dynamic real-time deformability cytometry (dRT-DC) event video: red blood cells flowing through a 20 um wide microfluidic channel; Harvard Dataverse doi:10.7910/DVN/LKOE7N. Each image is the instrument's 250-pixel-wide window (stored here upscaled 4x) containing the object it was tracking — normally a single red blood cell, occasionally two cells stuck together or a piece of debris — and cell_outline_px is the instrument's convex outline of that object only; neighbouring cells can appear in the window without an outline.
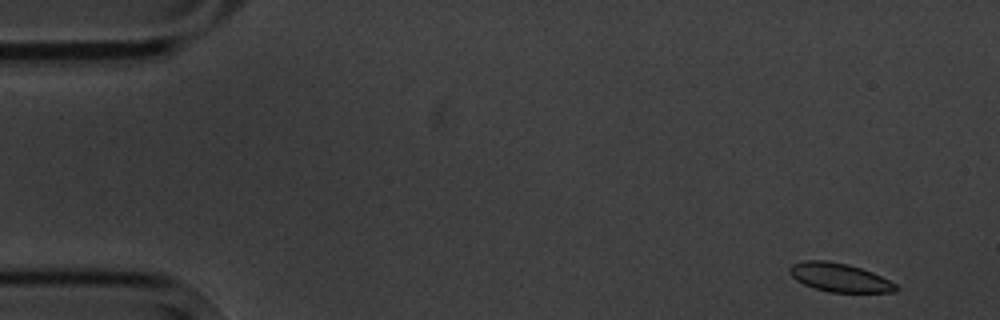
{"species": "common noctule bat (a hibernating species)", "species_latin": "Nyctalus noctula", "temperature_condition": "cold", "stored_images_in_passage": 6, "camera_frame_rate_fps": 3000, "um_per_image_px": 0.085, "animal": {"sex": "male", "body_mass_g": 20.1, "forearm_length_mm": 53.5}, "frame": {"image": 1, "passage_image": 1, "time_ms": 0.0, "image_size_px": [1000, 320], "cell_outline_px": [[900, 288], [896, 292], [828, 292], [804, 284], [796, 280], [788, 272], [788, 268], [792, 264], [804, 260], [828, 260], [848, 264], [872, 272], [896, 284]], "centroid_in_image_um": [71.34, 23.58], "position_along_channel_um": 13.7, "area_um2": 17.74}}
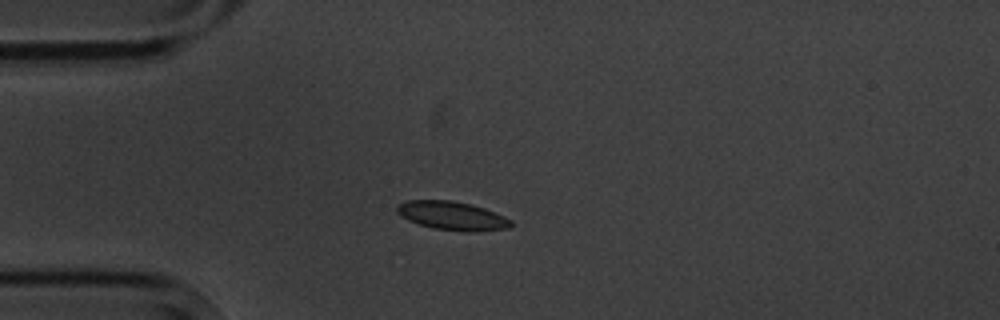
{"frame": {"image": 2, "passage_image": 4, "time_ms": 3.667, "image_size_px": [1000, 320], "cell_outline_px": [[512, 224], [508, 228], [476, 232], [464, 232], [432, 228], [408, 220], [400, 216], [396, 212], [396, 204], [408, 200], [448, 200], [468, 204], [484, 208], [504, 216], [512, 220]], "centroid_in_image_um": [38.41, 18.35], "position_along_channel_um": 46.6, "area_um2": 19.07}}
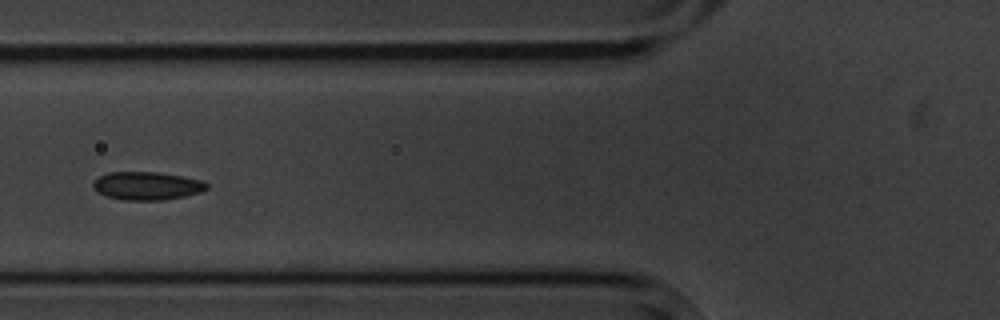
{"frame": {"image": 3, "passage_image": 6, "time_ms": 6.0, "image_size_px": [1000, 320], "cell_outline_px": [[208, 188], [200, 192], [184, 196], [164, 200], [124, 200], [108, 196], [92, 188], [92, 180], [108, 172], [156, 172], [204, 180], [208, 184]], "centroid_in_image_um": [12.49, 15.79], "position_along_channel_um": 113.3, "area_um2": 18.61}}